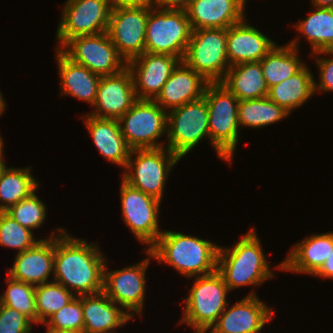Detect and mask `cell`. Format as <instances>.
I'll return each instance as SVG.
<instances>
[{"instance_id":"6da1fadb","label":"cell","mask_w":333,"mask_h":333,"mask_svg":"<svg viewBox=\"0 0 333 333\" xmlns=\"http://www.w3.org/2000/svg\"><path fill=\"white\" fill-rule=\"evenodd\" d=\"M58 229L61 234L54 237L52 280L70 292L72 289L75 290L77 296L103 292L104 267L107 261L99 247L67 235L62 228Z\"/></svg>"},{"instance_id":"7a4b0ae2","label":"cell","mask_w":333,"mask_h":333,"mask_svg":"<svg viewBox=\"0 0 333 333\" xmlns=\"http://www.w3.org/2000/svg\"><path fill=\"white\" fill-rule=\"evenodd\" d=\"M219 246L195 236L163 231L147 251L149 257L173 266L188 278L208 275L217 270Z\"/></svg>"},{"instance_id":"3957f363","label":"cell","mask_w":333,"mask_h":333,"mask_svg":"<svg viewBox=\"0 0 333 333\" xmlns=\"http://www.w3.org/2000/svg\"><path fill=\"white\" fill-rule=\"evenodd\" d=\"M217 271L229 290L240 286L261 285L273 277L254 228L232 248L219 246Z\"/></svg>"},{"instance_id":"277c9868","label":"cell","mask_w":333,"mask_h":333,"mask_svg":"<svg viewBox=\"0 0 333 333\" xmlns=\"http://www.w3.org/2000/svg\"><path fill=\"white\" fill-rule=\"evenodd\" d=\"M204 97L209 114L210 140L218 157L232 161L238 137V98L222 83H209Z\"/></svg>"},{"instance_id":"5b68a950","label":"cell","mask_w":333,"mask_h":333,"mask_svg":"<svg viewBox=\"0 0 333 333\" xmlns=\"http://www.w3.org/2000/svg\"><path fill=\"white\" fill-rule=\"evenodd\" d=\"M229 291L217 270L208 275L197 276L188 297L184 299L186 306L181 322L195 329L196 333H205L228 306L226 294Z\"/></svg>"},{"instance_id":"8992f818","label":"cell","mask_w":333,"mask_h":333,"mask_svg":"<svg viewBox=\"0 0 333 333\" xmlns=\"http://www.w3.org/2000/svg\"><path fill=\"white\" fill-rule=\"evenodd\" d=\"M192 28L185 10L149 9L145 52L167 54L181 61L191 38Z\"/></svg>"},{"instance_id":"52a82bcc","label":"cell","mask_w":333,"mask_h":333,"mask_svg":"<svg viewBox=\"0 0 333 333\" xmlns=\"http://www.w3.org/2000/svg\"><path fill=\"white\" fill-rule=\"evenodd\" d=\"M182 61L209 83L221 82L230 68L227 57V29L192 30Z\"/></svg>"},{"instance_id":"ba28073f","label":"cell","mask_w":333,"mask_h":333,"mask_svg":"<svg viewBox=\"0 0 333 333\" xmlns=\"http://www.w3.org/2000/svg\"><path fill=\"white\" fill-rule=\"evenodd\" d=\"M180 159L167 147L131 150L122 179L161 201L168 174Z\"/></svg>"},{"instance_id":"9c48e42d","label":"cell","mask_w":333,"mask_h":333,"mask_svg":"<svg viewBox=\"0 0 333 333\" xmlns=\"http://www.w3.org/2000/svg\"><path fill=\"white\" fill-rule=\"evenodd\" d=\"M167 112V148L181 159L203 137L210 139L209 114L204 96L173 110L167 109Z\"/></svg>"},{"instance_id":"30bf717a","label":"cell","mask_w":333,"mask_h":333,"mask_svg":"<svg viewBox=\"0 0 333 333\" xmlns=\"http://www.w3.org/2000/svg\"><path fill=\"white\" fill-rule=\"evenodd\" d=\"M167 113L155 100L138 99L118 119L121 133L129 148L131 150L162 148L164 144L158 143L157 138L166 134L164 132L167 126Z\"/></svg>"},{"instance_id":"8fae6325","label":"cell","mask_w":333,"mask_h":333,"mask_svg":"<svg viewBox=\"0 0 333 333\" xmlns=\"http://www.w3.org/2000/svg\"><path fill=\"white\" fill-rule=\"evenodd\" d=\"M112 0H68L56 38L61 49L71 38L107 32Z\"/></svg>"},{"instance_id":"7c38bea8","label":"cell","mask_w":333,"mask_h":333,"mask_svg":"<svg viewBox=\"0 0 333 333\" xmlns=\"http://www.w3.org/2000/svg\"><path fill=\"white\" fill-rule=\"evenodd\" d=\"M60 50L100 76L114 75L127 67L107 32L71 38Z\"/></svg>"},{"instance_id":"4fadbf2b","label":"cell","mask_w":333,"mask_h":333,"mask_svg":"<svg viewBox=\"0 0 333 333\" xmlns=\"http://www.w3.org/2000/svg\"><path fill=\"white\" fill-rule=\"evenodd\" d=\"M148 15V8L112 5L107 33L126 63L145 52Z\"/></svg>"},{"instance_id":"5bb4252c","label":"cell","mask_w":333,"mask_h":333,"mask_svg":"<svg viewBox=\"0 0 333 333\" xmlns=\"http://www.w3.org/2000/svg\"><path fill=\"white\" fill-rule=\"evenodd\" d=\"M120 191L124 221L141 243L148 244L149 250L163 232L158 227L161 201L134 188L123 179Z\"/></svg>"},{"instance_id":"9a60e30c","label":"cell","mask_w":333,"mask_h":333,"mask_svg":"<svg viewBox=\"0 0 333 333\" xmlns=\"http://www.w3.org/2000/svg\"><path fill=\"white\" fill-rule=\"evenodd\" d=\"M150 258L136 265L114 271L104 267L103 292L123 310L133 317V313H142L145 298L146 269ZM129 310V311H128ZM132 311V312H131ZM131 312V313H130Z\"/></svg>"},{"instance_id":"2e32d148","label":"cell","mask_w":333,"mask_h":333,"mask_svg":"<svg viewBox=\"0 0 333 333\" xmlns=\"http://www.w3.org/2000/svg\"><path fill=\"white\" fill-rule=\"evenodd\" d=\"M180 61L171 55L144 52L127 62L137 99L155 100Z\"/></svg>"},{"instance_id":"e0dca14e","label":"cell","mask_w":333,"mask_h":333,"mask_svg":"<svg viewBox=\"0 0 333 333\" xmlns=\"http://www.w3.org/2000/svg\"><path fill=\"white\" fill-rule=\"evenodd\" d=\"M137 100L132 74L126 67L117 74L101 76L93 104L96 111L89 115L118 120Z\"/></svg>"},{"instance_id":"ac0fdd59","label":"cell","mask_w":333,"mask_h":333,"mask_svg":"<svg viewBox=\"0 0 333 333\" xmlns=\"http://www.w3.org/2000/svg\"><path fill=\"white\" fill-rule=\"evenodd\" d=\"M273 311L260 301L255 292H251L244 299L231 308L224 310L210 333H255L261 332L264 325L271 321Z\"/></svg>"},{"instance_id":"d6986e66","label":"cell","mask_w":333,"mask_h":333,"mask_svg":"<svg viewBox=\"0 0 333 333\" xmlns=\"http://www.w3.org/2000/svg\"><path fill=\"white\" fill-rule=\"evenodd\" d=\"M41 239L35 246L17 253L12 268L8 271L11 278L38 286L48 283L50 273L54 271V237Z\"/></svg>"},{"instance_id":"ffe728a7","label":"cell","mask_w":333,"mask_h":333,"mask_svg":"<svg viewBox=\"0 0 333 333\" xmlns=\"http://www.w3.org/2000/svg\"><path fill=\"white\" fill-rule=\"evenodd\" d=\"M208 84L201 74L180 61L155 101L163 109L173 110L203 97Z\"/></svg>"},{"instance_id":"44dd1931","label":"cell","mask_w":333,"mask_h":333,"mask_svg":"<svg viewBox=\"0 0 333 333\" xmlns=\"http://www.w3.org/2000/svg\"><path fill=\"white\" fill-rule=\"evenodd\" d=\"M245 18L227 28V57L230 66L261 59L276 45Z\"/></svg>"},{"instance_id":"7402d4cb","label":"cell","mask_w":333,"mask_h":333,"mask_svg":"<svg viewBox=\"0 0 333 333\" xmlns=\"http://www.w3.org/2000/svg\"><path fill=\"white\" fill-rule=\"evenodd\" d=\"M185 12L192 30L227 29L245 18L234 0H192Z\"/></svg>"},{"instance_id":"603a6c76","label":"cell","mask_w":333,"mask_h":333,"mask_svg":"<svg viewBox=\"0 0 333 333\" xmlns=\"http://www.w3.org/2000/svg\"><path fill=\"white\" fill-rule=\"evenodd\" d=\"M333 252V233L314 234L297 243L278 269L314 275Z\"/></svg>"},{"instance_id":"cb8c5ba5","label":"cell","mask_w":333,"mask_h":333,"mask_svg":"<svg viewBox=\"0 0 333 333\" xmlns=\"http://www.w3.org/2000/svg\"><path fill=\"white\" fill-rule=\"evenodd\" d=\"M84 317L83 333H109L133 318L118 308L104 292L81 295ZM113 330V331H112Z\"/></svg>"},{"instance_id":"d4e9b609","label":"cell","mask_w":333,"mask_h":333,"mask_svg":"<svg viewBox=\"0 0 333 333\" xmlns=\"http://www.w3.org/2000/svg\"><path fill=\"white\" fill-rule=\"evenodd\" d=\"M83 118L95 146L103 157L125 168L131 149L121 133L119 121L92 115Z\"/></svg>"},{"instance_id":"484cf974","label":"cell","mask_w":333,"mask_h":333,"mask_svg":"<svg viewBox=\"0 0 333 333\" xmlns=\"http://www.w3.org/2000/svg\"><path fill=\"white\" fill-rule=\"evenodd\" d=\"M57 61L62 85L61 96L69 94L93 106L101 76L73 62L58 48Z\"/></svg>"},{"instance_id":"4316f807","label":"cell","mask_w":333,"mask_h":333,"mask_svg":"<svg viewBox=\"0 0 333 333\" xmlns=\"http://www.w3.org/2000/svg\"><path fill=\"white\" fill-rule=\"evenodd\" d=\"M222 83L239 101L267 97L269 88L262 73L261 61L232 65Z\"/></svg>"},{"instance_id":"83f0119b","label":"cell","mask_w":333,"mask_h":333,"mask_svg":"<svg viewBox=\"0 0 333 333\" xmlns=\"http://www.w3.org/2000/svg\"><path fill=\"white\" fill-rule=\"evenodd\" d=\"M305 65L299 72L269 88L268 98L289 114L314 94V78Z\"/></svg>"},{"instance_id":"f1b7e54d","label":"cell","mask_w":333,"mask_h":333,"mask_svg":"<svg viewBox=\"0 0 333 333\" xmlns=\"http://www.w3.org/2000/svg\"><path fill=\"white\" fill-rule=\"evenodd\" d=\"M298 40H292L286 46L275 45L261 59L262 73L268 88L290 78L305 66L296 54Z\"/></svg>"},{"instance_id":"f546056e","label":"cell","mask_w":333,"mask_h":333,"mask_svg":"<svg viewBox=\"0 0 333 333\" xmlns=\"http://www.w3.org/2000/svg\"><path fill=\"white\" fill-rule=\"evenodd\" d=\"M315 10V11H314ZM310 15L295 26L311 43V52L333 51V8L315 7Z\"/></svg>"},{"instance_id":"4dcf8cb0","label":"cell","mask_w":333,"mask_h":333,"mask_svg":"<svg viewBox=\"0 0 333 333\" xmlns=\"http://www.w3.org/2000/svg\"><path fill=\"white\" fill-rule=\"evenodd\" d=\"M30 167L6 168L0 177V212L29 197L38 188Z\"/></svg>"},{"instance_id":"1f68e13d","label":"cell","mask_w":333,"mask_h":333,"mask_svg":"<svg viewBox=\"0 0 333 333\" xmlns=\"http://www.w3.org/2000/svg\"><path fill=\"white\" fill-rule=\"evenodd\" d=\"M289 116L282 107L268 97L241 100L238 103V124L260 128L278 122Z\"/></svg>"},{"instance_id":"d6a6232c","label":"cell","mask_w":333,"mask_h":333,"mask_svg":"<svg viewBox=\"0 0 333 333\" xmlns=\"http://www.w3.org/2000/svg\"><path fill=\"white\" fill-rule=\"evenodd\" d=\"M75 294L53 281L35 286L37 324L44 323L52 314L67 305Z\"/></svg>"},{"instance_id":"836d02e7","label":"cell","mask_w":333,"mask_h":333,"mask_svg":"<svg viewBox=\"0 0 333 333\" xmlns=\"http://www.w3.org/2000/svg\"><path fill=\"white\" fill-rule=\"evenodd\" d=\"M7 289L0 296V304L23 313L34 323H37L35 286L15 280L9 276Z\"/></svg>"},{"instance_id":"e575fe53","label":"cell","mask_w":333,"mask_h":333,"mask_svg":"<svg viewBox=\"0 0 333 333\" xmlns=\"http://www.w3.org/2000/svg\"><path fill=\"white\" fill-rule=\"evenodd\" d=\"M39 241L34 238L30 229L22 226L6 212H0V245L18 249V253H21Z\"/></svg>"},{"instance_id":"d590c367","label":"cell","mask_w":333,"mask_h":333,"mask_svg":"<svg viewBox=\"0 0 333 333\" xmlns=\"http://www.w3.org/2000/svg\"><path fill=\"white\" fill-rule=\"evenodd\" d=\"M44 325L54 330L83 333L84 317L81 296H75L62 309L52 314Z\"/></svg>"},{"instance_id":"8d00e7d4","label":"cell","mask_w":333,"mask_h":333,"mask_svg":"<svg viewBox=\"0 0 333 333\" xmlns=\"http://www.w3.org/2000/svg\"><path fill=\"white\" fill-rule=\"evenodd\" d=\"M15 221L31 231L40 228L46 217V206L33 192L29 197L11 206L7 211Z\"/></svg>"},{"instance_id":"74e56055","label":"cell","mask_w":333,"mask_h":333,"mask_svg":"<svg viewBox=\"0 0 333 333\" xmlns=\"http://www.w3.org/2000/svg\"><path fill=\"white\" fill-rule=\"evenodd\" d=\"M32 323L23 313L0 304V333H31Z\"/></svg>"},{"instance_id":"f35d334b","label":"cell","mask_w":333,"mask_h":333,"mask_svg":"<svg viewBox=\"0 0 333 333\" xmlns=\"http://www.w3.org/2000/svg\"><path fill=\"white\" fill-rule=\"evenodd\" d=\"M317 55L319 54H331L333 55V51H320L316 52ZM316 62L318 65V68L320 70V82L317 84L314 82V91H333V58L330 59L327 58H316Z\"/></svg>"},{"instance_id":"ab89813d","label":"cell","mask_w":333,"mask_h":333,"mask_svg":"<svg viewBox=\"0 0 333 333\" xmlns=\"http://www.w3.org/2000/svg\"><path fill=\"white\" fill-rule=\"evenodd\" d=\"M112 2L113 5H120L124 7H144L148 9L156 8L158 4V0H112Z\"/></svg>"},{"instance_id":"60d3db41","label":"cell","mask_w":333,"mask_h":333,"mask_svg":"<svg viewBox=\"0 0 333 333\" xmlns=\"http://www.w3.org/2000/svg\"><path fill=\"white\" fill-rule=\"evenodd\" d=\"M192 0H158L157 7L162 9L185 10Z\"/></svg>"},{"instance_id":"b9f144b4","label":"cell","mask_w":333,"mask_h":333,"mask_svg":"<svg viewBox=\"0 0 333 333\" xmlns=\"http://www.w3.org/2000/svg\"><path fill=\"white\" fill-rule=\"evenodd\" d=\"M314 275L321 278L333 279V252H331L328 259L325 260L324 264Z\"/></svg>"},{"instance_id":"7bdbcfd3","label":"cell","mask_w":333,"mask_h":333,"mask_svg":"<svg viewBox=\"0 0 333 333\" xmlns=\"http://www.w3.org/2000/svg\"><path fill=\"white\" fill-rule=\"evenodd\" d=\"M314 7L333 8V0H311Z\"/></svg>"},{"instance_id":"ee69618b","label":"cell","mask_w":333,"mask_h":333,"mask_svg":"<svg viewBox=\"0 0 333 333\" xmlns=\"http://www.w3.org/2000/svg\"><path fill=\"white\" fill-rule=\"evenodd\" d=\"M6 164L3 161V152L0 153V177L2 176V173L4 172V170L6 169Z\"/></svg>"},{"instance_id":"f6af8a7d","label":"cell","mask_w":333,"mask_h":333,"mask_svg":"<svg viewBox=\"0 0 333 333\" xmlns=\"http://www.w3.org/2000/svg\"><path fill=\"white\" fill-rule=\"evenodd\" d=\"M5 107H6V104H5V101L3 100L2 94L0 92V116L3 114Z\"/></svg>"},{"instance_id":"bcb514c9","label":"cell","mask_w":333,"mask_h":333,"mask_svg":"<svg viewBox=\"0 0 333 333\" xmlns=\"http://www.w3.org/2000/svg\"><path fill=\"white\" fill-rule=\"evenodd\" d=\"M47 332L46 333H72V332H67V331H59V330H54L52 328L47 327Z\"/></svg>"},{"instance_id":"7dc6e473","label":"cell","mask_w":333,"mask_h":333,"mask_svg":"<svg viewBox=\"0 0 333 333\" xmlns=\"http://www.w3.org/2000/svg\"><path fill=\"white\" fill-rule=\"evenodd\" d=\"M243 10H244V5L246 4V0H234Z\"/></svg>"},{"instance_id":"c3c4849f","label":"cell","mask_w":333,"mask_h":333,"mask_svg":"<svg viewBox=\"0 0 333 333\" xmlns=\"http://www.w3.org/2000/svg\"><path fill=\"white\" fill-rule=\"evenodd\" d=\"M3 152V140L0 136V153Z\"/></svg>"}]
</instances>
